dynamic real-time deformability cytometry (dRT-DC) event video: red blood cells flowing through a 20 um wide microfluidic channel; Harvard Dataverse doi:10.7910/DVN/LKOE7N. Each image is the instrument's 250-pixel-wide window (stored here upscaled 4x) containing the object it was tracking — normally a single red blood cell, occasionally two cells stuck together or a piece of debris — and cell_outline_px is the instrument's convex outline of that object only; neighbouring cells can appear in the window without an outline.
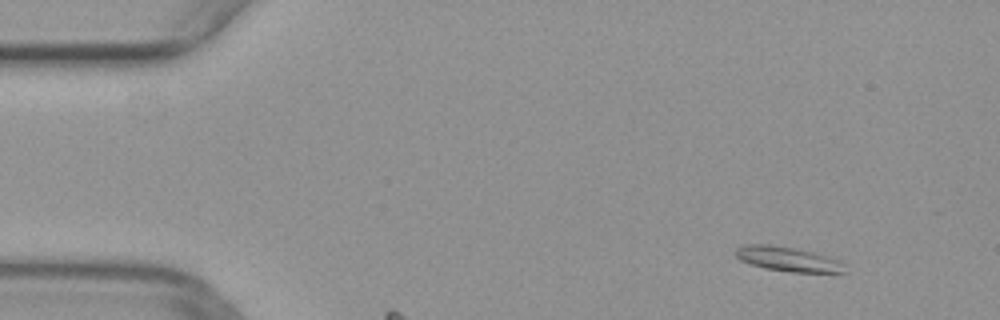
{"species": "common noctule bat (a hibernating species)", "species_latin": "Nyctalus noctula", "temperature_condition": "warm", "stored_images_in_passage": 5, "camera_frame_rate_fps": 3000, "um_per_image_px": 0.085, "animal": {"sex": "female", "body_mass_g": 29.2, "forearm_length_mm": 56.3}, "frame": {"image": 1, "passage_image": 3, "time_ms": 0.667, "image_size_px": [1000, 320], "cell_outline_px": [[844, 272], [792, 272], [764, 268], [740, 260], [732, 252], [736, 248], [744, 244], [768, 244], [792, 248], [832, 256], [840, 260], [844, 264]], "centroid_in_image_um": [66.94, 22.01], "position_along_channel_um": 18.1, "area_um2": 15.66}}